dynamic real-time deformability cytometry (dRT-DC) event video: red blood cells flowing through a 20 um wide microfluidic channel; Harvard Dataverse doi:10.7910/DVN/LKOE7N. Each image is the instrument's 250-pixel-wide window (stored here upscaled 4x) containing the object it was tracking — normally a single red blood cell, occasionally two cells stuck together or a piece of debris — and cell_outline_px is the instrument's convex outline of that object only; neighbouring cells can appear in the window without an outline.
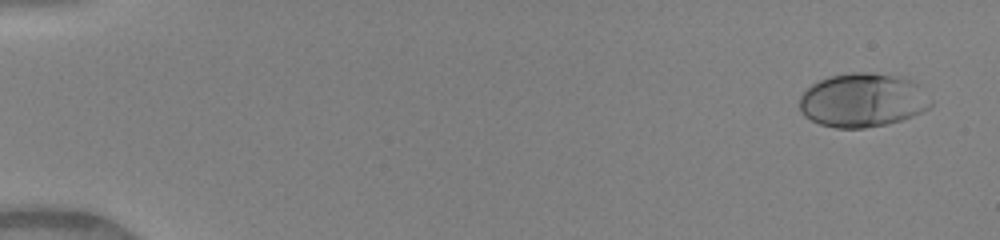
{"species": "human", "species_latin": "Homo sapiens", "temperature_condition": "warm", "stored_images_in_passage": 50, "camera_frame_rate_fps": 3000, "um_per_image_px": 0.085, "donor": {"sex": "female"}, "frame": {"image": 1, "passage_image": 3, "time_ms": 0.667, "image_size_px": [1000, 240], "cell_outline_px": [[932, 104], [928, 108], [912, 116], [888, 124], [864, 128], [836, 128], [820, 124], [804, 116], [800, 112], [800, 96], [812, 84], [828, 76], [852, 72], [868, 72], [908, 76], [920, 84], [932, 100]], "centroid_in_image_um": [73.37, 8.49], "position_along_channel_um": 11.6, "area_um2": 41.79}}
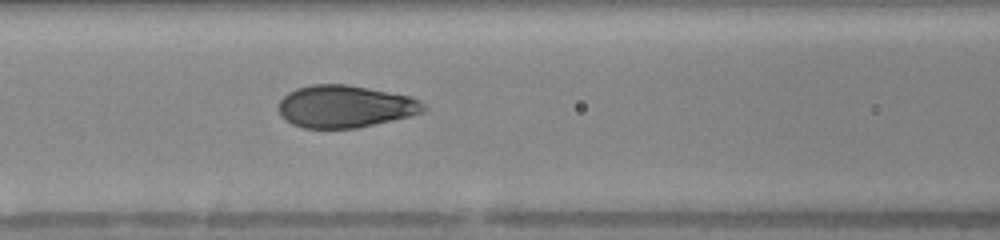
{"frame": {"image": 2, "passage_image": 23, "time_ms": 7.333, "image_size_px": [1000, 240], "cell_outline_px": [[428, 108], [424, 112], [392, 120], [356, 128], [304, 128], [292, 124], [284, 120], [280, 116], [276, 108], [280, 100], [288, 92], [296, 88], [312, 84], [348, 84], [408, 96], [420, 100]], "centroid_in_image_um": [29.28, 9.05], "position_along_channel_um": 137.3, "area_um2": 35.89}}
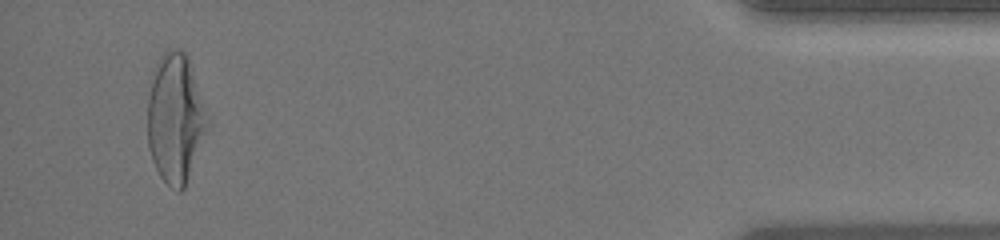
{"frame": {"image": 3, "passage_image": 48, "time_ms": 15.667, "image_size_px": [1000, 240], "cell_outline_px": [[212, 124], [184, 188], [180, 192], [176, 192], [160, 176], [152, 160], [148, 144], [148, 96], [152, 72], [160, 56], [168, 48], [176, 48], [184, 52], [188, 56]], "centroid_in_image_um": [14.95, 10.05], "position_along_channel_um": 420.3, "area_um2": 46.01}, "authors_computed_cell_mechanics": {"area_um2": 37.3099, "velocity_mm_per_s": 4.1435, "shape_relaxation_time_tau1_ms": 4.6478, "shape_relaxation_time_tau2_ms": null, "deformation_change_tau1": 0.2105, "deformation_change_tau2": null}}